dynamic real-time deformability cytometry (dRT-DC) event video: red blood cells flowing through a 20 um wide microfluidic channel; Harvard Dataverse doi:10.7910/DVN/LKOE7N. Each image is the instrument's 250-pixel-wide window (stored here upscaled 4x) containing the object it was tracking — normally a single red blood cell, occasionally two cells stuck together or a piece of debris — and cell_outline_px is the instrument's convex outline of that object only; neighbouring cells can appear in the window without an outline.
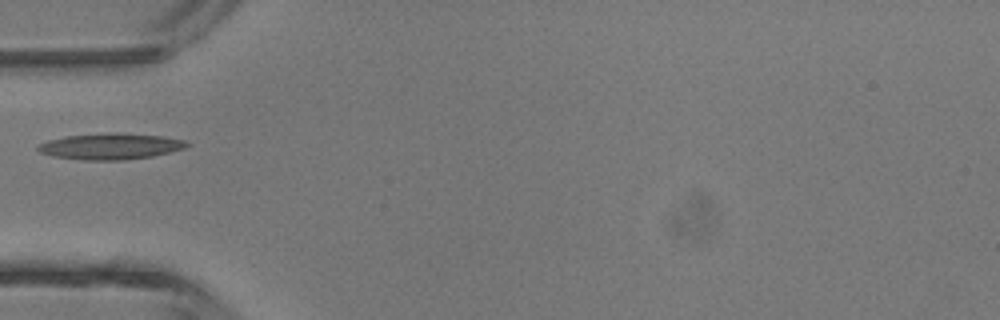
{"species": "common noctule bat (a hibernating species)", "species_latin": "Nyctalus noctula", "temperature_condition": "room temperature", "stored_images_in_passage": 2, "camera_frame_rate_fps": 3000, "um_per_image_px": 0.085, "animal": {"sex": "male", "body_mass_g": 13.3}, "frame": {"image": 1, "passage_image": 2, "time_ms": 1.333, "image_size_px": [1000, 320], "cell_outline_px": [[192, 144], [188, 148], [152, 156], [124, 160], [84, 160], [52, 156], [40, 152], [36, 148], [40, 144], [48, 140], [68, 136], [112, 132], [116, 132], [164, 136], [184, 140]], "centroid_in_image_um": [9.46, 12.44], "position_along_channel_um": 75.5, "area_um2": 22.77}}